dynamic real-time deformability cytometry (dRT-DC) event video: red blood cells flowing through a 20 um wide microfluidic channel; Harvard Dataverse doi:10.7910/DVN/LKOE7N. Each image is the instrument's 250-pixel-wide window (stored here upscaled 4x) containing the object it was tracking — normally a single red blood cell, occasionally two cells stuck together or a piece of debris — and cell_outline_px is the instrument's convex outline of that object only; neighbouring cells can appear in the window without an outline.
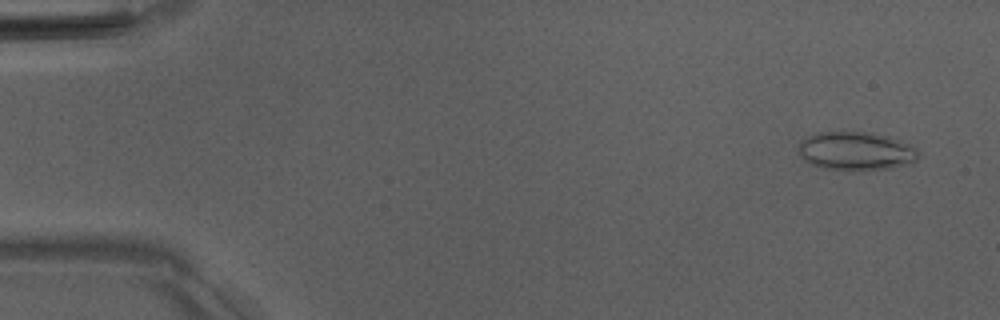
{"species": "Egyptian fruit bat (a non-hibernating species)", "species_latin": "Rousettus aegyptiacus", "temperature_condition": "room temperature", "stored_images_in_passage": 51, "camera_frame_rate_fps": 3000, "um_per_image_px": 0.085, "animal": {"sex": "male"}, "frame": {"image": 1, "passage_image": 3, "time_ms": 0.667, "image_size_px": [1000, 320], "cell_outline_px": [[920, 152], [916, 160], [908, 164], [892, 168], [820, 168], [804, 160], [796, 148], [808, 136], [820, 132], [864, 132], [888, 136], [912, 144]], "centroid_in_image_um": [72.78, 12.81], "position_along_channel_um": 12.2, "area_um2": 26.36}}
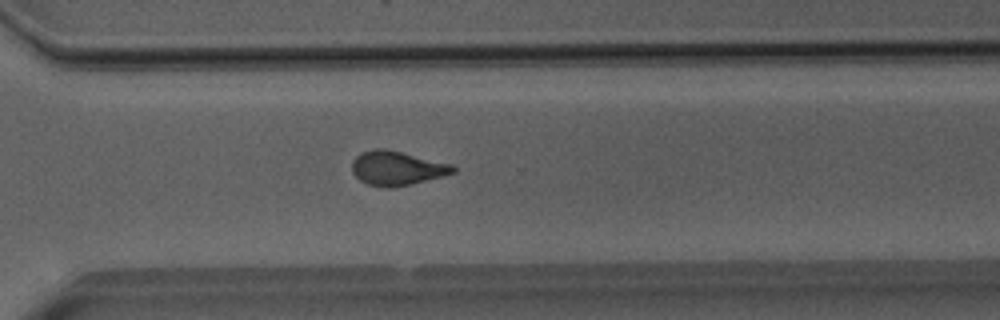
{"frame": {"image": 2, "passage_image": 37, "time_ms": 12.0, "image_size_px": [1000, 320], "cell_outline_px": [[456, 172], [412, 184], [392, 188], [384, 188], [368, 184], [360, 180], [352, 172], [352, 160], [356, 156], [364, 152], [376, 148], [384, 148], [452, 164], [456, 168]], "centroid_in_image_um": [33.73, 14.3], "position_along_channel_um": 336.9, "area_um2": 20.06}}
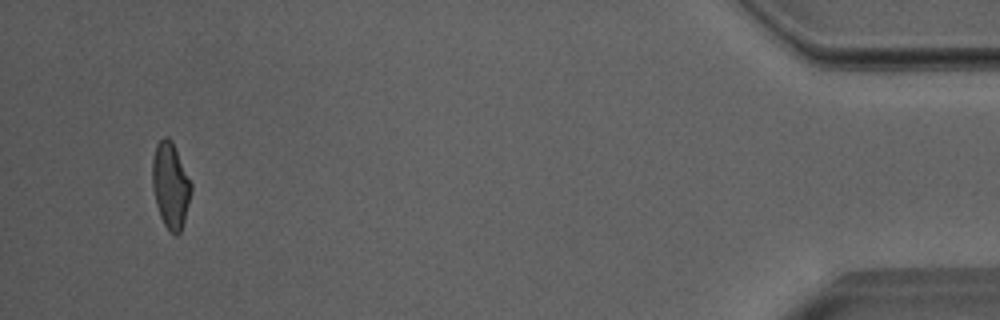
{"frame": {"image": 3, "passage_image": 49, "time_ms": 16.0, "image_size_px": [1000, 320], "cell_outline_px": [[192, 192], [184, 220], [180, 232], [176, 236], [168, 232], [160, 216], [156, 204], [152, 188], [152, 160], [156, 144], [164, 136], [168, 136], [172, 140], [192, 184]], "centroid_in_image_um": [14.49, 15.76], "position_along_channel_um": 420.7, "area_um2": 19.59}, "authors_computed_cell_mechanics": {"area_um2": 20.2878, "velocity_mm_per_s": 4.0221, "shape_relaxation_time_tau1_ms": null, "shape_relaxation_time_tau2_ms": 1.4809, "deformation_change_tau1": null, "deformation_change_tau2": 0.0669}}